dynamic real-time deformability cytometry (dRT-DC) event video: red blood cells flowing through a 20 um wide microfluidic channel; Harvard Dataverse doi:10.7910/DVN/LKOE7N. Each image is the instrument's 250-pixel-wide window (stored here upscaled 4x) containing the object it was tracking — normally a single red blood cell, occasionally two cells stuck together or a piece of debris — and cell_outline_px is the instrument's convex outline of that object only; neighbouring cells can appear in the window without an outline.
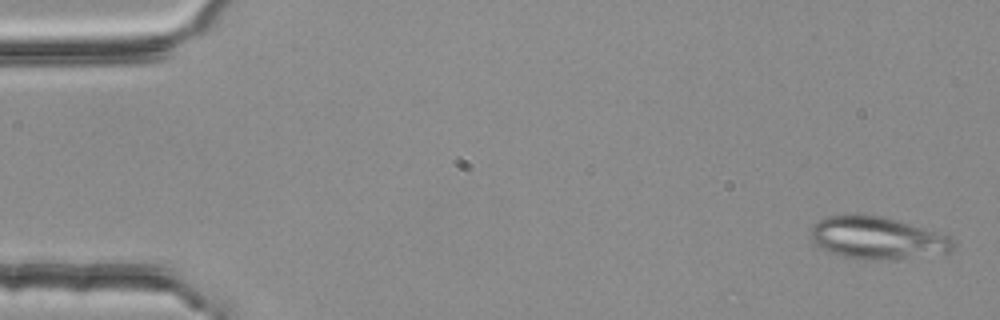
{"species": "common noctule bat (a hibernating species)", "species_latin": "Nyctalus noctula", "temperature_condition": "room temperature", "stored_images_in_passage": 4, "camera_frame_rate_fps": 3000, "um_per_image_px": 0.085, "animal": {"sex": "female", "body_mass_g": 25.1}, "frame": {"image": 1, "passage_image": 1, "time_ms": 0.0, "image_size_px": [1000, 320], "cell_outline_px": [[956, 244], [948, 252], [880, 260], [864, 260], [844, 256], [832, 252], [816, 244], [812, 240], [812, 228], [820, 220], [828, 216], [884, 216], [952, 236]], "centroid_in_image_um": [74.63, 20.23], "position_along_channel_um": 10.4, "area_um2": 34.22}}